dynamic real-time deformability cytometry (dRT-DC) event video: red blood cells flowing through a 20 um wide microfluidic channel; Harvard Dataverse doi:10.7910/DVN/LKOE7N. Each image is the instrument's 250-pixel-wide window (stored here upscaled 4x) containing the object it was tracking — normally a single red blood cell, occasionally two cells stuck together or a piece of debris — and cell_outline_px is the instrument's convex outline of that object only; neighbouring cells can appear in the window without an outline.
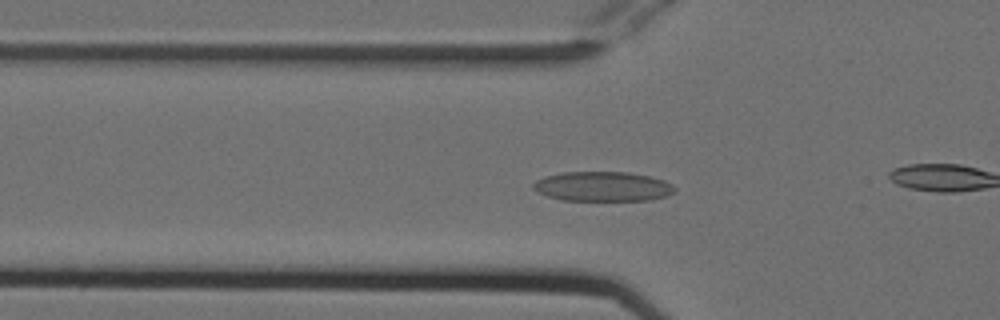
{"species": "Egyptian fruit bat (a non-hibernating species)", "species_latin": "Rousettus aegyptiacus", "temperature_condition": "cold", "stored_images_in_passage": 35, "camera_frame_rate_fps": 3000, "um_per_image_px": 0.085, "animal": {"sex": "female"}, "frame": {"image": 1, "passage_image": 17, "time_ms": 5.333, "image_size_px": [1000, 320], "cell_outline_px": [[676, 188], [668, 196], [648, 200], [560, 200], [548, 196], [532, 188], [532, 184], [536, 180], [544, 176], [564, 172], [628, 172], [648, 176], [664, 180], [672, 184]], "centroid_in_image_um": [51.22, 15.84], "position_along_channel_um": 74.6, "area_um2": 24.39}}
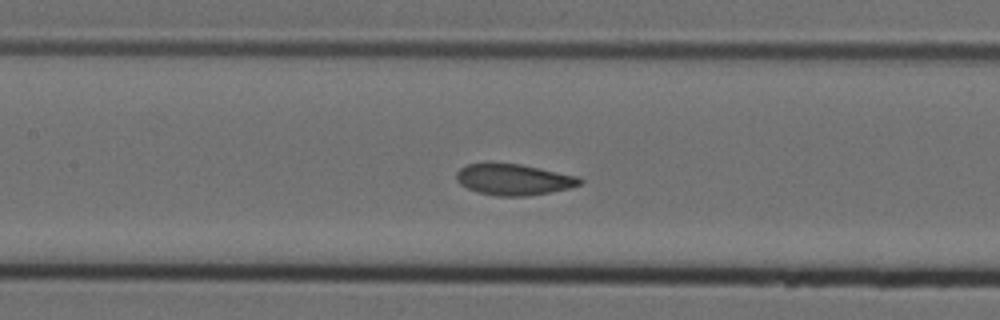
{"frame": {"image": 2, "passage_image": 24, "time_ms": 7.667, "image_size_px": [1000, 320], "cell_outline_px": [[584, 180], [580, 184], [568, 188], [528, 196], [496, 196], [476, 192], [460, 184], [456, 180], [456, 172], [460, 168], [468, 164], [484, 160], [520, 164], [580, 176]], "centroid_in_image_um": [43.61, 15.22], "position_along_channel_um": 163.8, "area_um2": 23.0}}
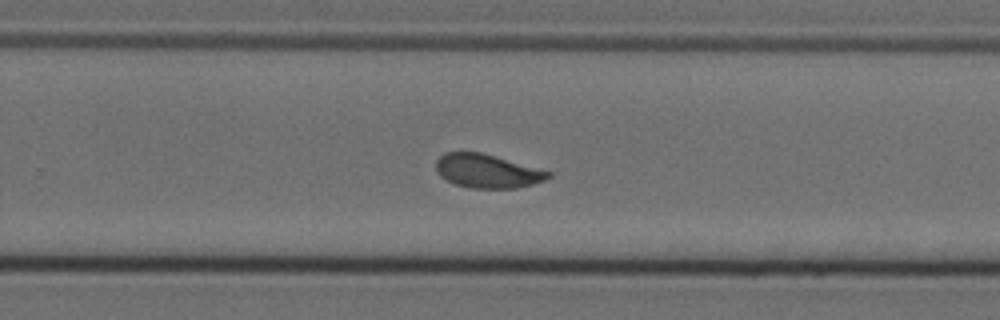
{"frame": {"image": 3, "passage_image": 34, "time_ms": 11.0, "image_size_px": [1000, 320], "cell_outline_px": [[552, 176], [544, 180], [532, 184], [516, 188], [468, 188], [456, 184], [440, 176], [436, 172], [436, 160], [444, 152], [480, 152], [552, 172]], "centroid_in_image_um": [41.39, 14.54], "position_along_channel_um": 288.4, "area_um2": 21.91}}